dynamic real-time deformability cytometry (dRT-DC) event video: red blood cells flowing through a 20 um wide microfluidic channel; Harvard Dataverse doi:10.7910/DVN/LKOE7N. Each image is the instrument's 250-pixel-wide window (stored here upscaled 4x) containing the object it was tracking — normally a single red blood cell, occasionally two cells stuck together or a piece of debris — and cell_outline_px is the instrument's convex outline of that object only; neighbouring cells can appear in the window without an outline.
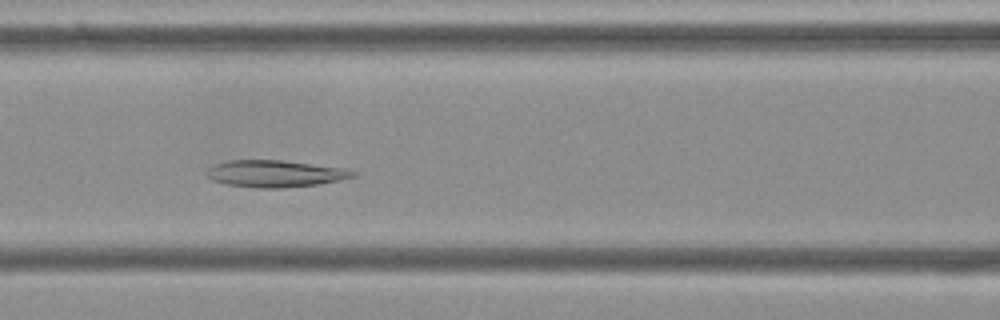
{"species": "Egyptian fruit bat (a non-hibernating species)", "species_latin": "Rousettus aegyptiacus", "temperature_condition": "cold", "stored_images_in_passage": 54, "camera_frame_rate_fps": 3000, "um_per_image_px": 0.085, "frame": {"image": 1, "passage_image": 22, "time_ms": 7.0, "image_size_px": [1000, 320], "cell_outline_px": [[356, 176], [316, 184], [280, 188], [256, 188], [224, 184], [212, 180], [204, 172], [212, 164], [228, 160], [280, 160], [348, 168], [356, 172]], "centroid_in_image_um": [23.32, 14.75], "position_along_channel_um": 143.3, "area_um2": 23.0}}
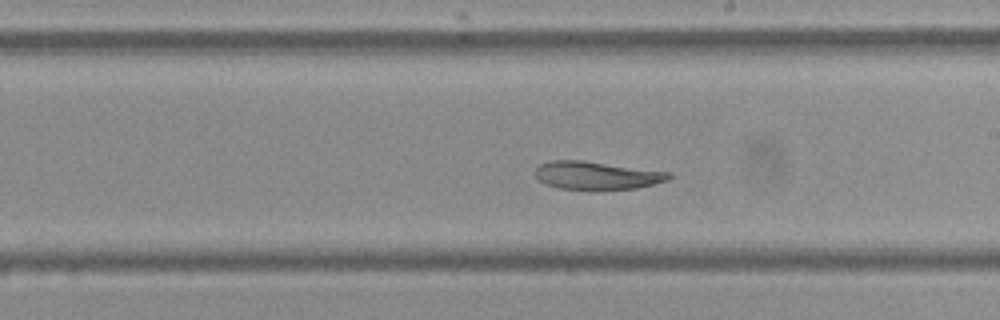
{"frame": {"image": 2, "passage_image": 30, "time_ms": 9.667, "image_size_px": [1000, 320], "cell_outline_px": [[672, 176], [668, 180], [636, 188], [560, 188], [544, 184], [536, 176], [536, 168], [540, 164], [552, 160], [580, 160], [672, 172]], "centroid_in_image_um": [50.73, 14.88], "position_along_channel_um": 238.3, "area_um2": 21.27}}
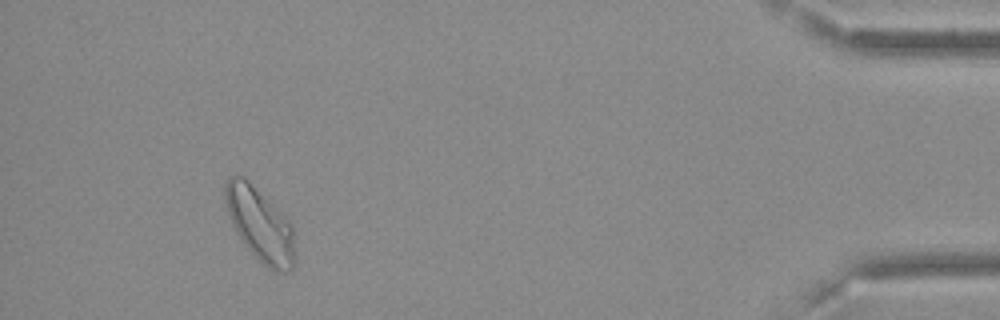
{"frame": {"image": 3, "passage_image": 50, "time_ms": 16.333, "image_size_px": [1000, 320], "cell_outline_px": [[296, 260], [292, 272], [276, 272], [268, 268], [244, 244], [236, 232], [232, 224], [224, 200], [224, 184], [228, 176], [244, 176], [292, 224], [296, 256]], "centroid_in_image_um": [22.11, 19.11], "position_along_channel_um": 413.1, "area_um2": 29.88}}